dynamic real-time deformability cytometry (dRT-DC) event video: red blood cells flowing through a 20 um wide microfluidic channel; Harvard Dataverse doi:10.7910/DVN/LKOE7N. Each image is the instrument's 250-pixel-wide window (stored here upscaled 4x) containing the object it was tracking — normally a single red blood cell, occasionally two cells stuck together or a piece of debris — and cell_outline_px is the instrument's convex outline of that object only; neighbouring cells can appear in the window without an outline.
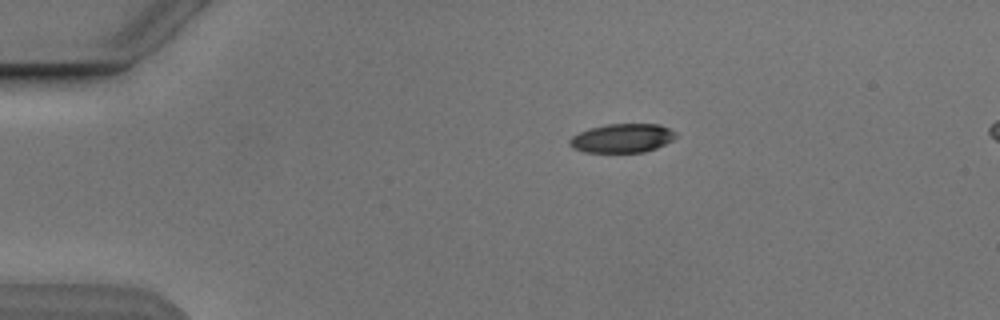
{"species": "Egyptian fruit bat (a non-hibernating species)", "species_latin": "Rousettus aegyptiacus", "temperature_condition": "cold", "stored_images_in_passage": 4, "camera_frame_rate_fps": 3000, "um_per_image_px": 0.085, "animal": {"sex": "male"}, "frame": {"image": 1, "passage_image": 1, "time_ms": 0.0, "image_size_px": [1000, 320], "cell_outline_px": [[676, 136], [672, 140], [656, 148], [644, 152], [584, 152], [572, 148], [568, 144], [568, 140], [572, 136], [580, 132], [592, 128], [608, 124], [660, 124], [676, 132]], "centroid_in_image_um": [52.87, 11.75], "position_along_channel_um": 32.1, "area_um2": 17.8}}
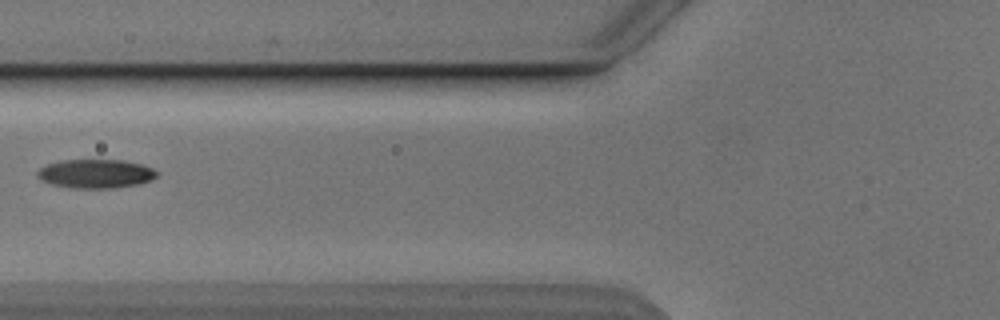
{"frame": {"image": 2, "passage_image": 4, "time_ms": 3.667, "image_size_px": [1000, 320], "cell_outline_px": [[160, 172], [152, 180], [140, 184], [112, 188], [72, 188], [52, 184], [44, 180], [36, 172], [40, 168], [48, 164], [64, 160], [124, 160], [144, 164]], "centroid_in_image_um": [8.22, 14.76], "position_along_channel_um": 117.6, "area_um2": 20.06}}